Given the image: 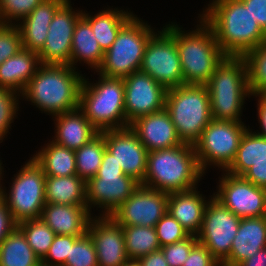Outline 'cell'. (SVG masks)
<instances>
[{"instance_id": "6da1fadb", "label": "cell", "mask_w": 266, "mask_h": 266, "mask_svg": "<svg viewBox=\"0 0 266 266\" xmlns=\"http://www.w3.org/2000/svg\"><path fill=\"white\" fill-rule=\"evenodd\" d=\"M200 13L226 56L243 57L266 41V32L241 0H212Z\"/></svg>"}, {"instance_id": "7a4b0ae2", "label": "cell", "mask_w": 266, "mask_h": 266, "mask_svg": "<svg viewBox=\"0 0 266 266\" xmlns=\"http://www.w3.org/2000/svg\"><path fill=\"white\" fill-rule=\"evenodd\" d=\"M84 75L70 65L41 64L21 94L41 113L54 116L79 107Z\"/></svg>"}, {"instance_id": "3957f363", "label": "cell", "mask_w": 266, "mask_h": 266, "mask_svg": "<svg viewBox=\"0 0 266 266\" xmlns=\"http://www.w3.org/2000/svg\"><path fill=\"white\" fill-rule=\"evenodd\" d=\"M203 176L193 145L184 143L148 152L141 185L168 194L184 192L199 187Z\"/></svg>"}, {"instance_id": "277c9868", "label": "cell", "mask_w": 266, "mask_h": 266, "mask_svg": "<svg viewBox=\"0 0 266 266\" xmlns=\"http://www.w3.org/2000/svg\"><path fill=\"white\" fill-rule=\"evenodd\" d=\"M198 18L193 30H185L173 21L168 24L175 31L185 85H206L226 57L213 30L199 15Z\"/></svg>"}, {"instance_id": "5b68a950", "label": "cell", "mask_w": 266, "mask_h": 266, "mask_svg": "<svg viewBox=\"0 0 266 266\" xmlns=\"http://www.w3.org/2000/svg\"><path fill=\"white\" fill-rule=\"evenodd\" d=\"M212 119L242 121L248 89L247 66L243 57L226 56L206 84Z\"/></svg>"}, {"instance_id": "8992f818", "label": "cell", "mask_w": 266, "mask_h": 266, "mask_svg": "<svg viewBox=\"0 0 266 266\" xmlns=\"http://www.w3.org/2000/svg\"><path fill=\"white\" fill-rule=\"evenodd\" d=\"M97 75L96 83L84 75L78 108L99 132L130 127L125 115L123 78Z\"/></svg>"}, {"instance_id": "52a82bcc", "label": "cell", "mask_w": 266, "mask_h": 266, "mask_svg": "<svg viewBox=\"0 0 266 266\" xmlns=\"http://www.w3.org/2000/svg\"><path fill=\"white\" fill-rule=\"evenodd\" d=\"M165 109L183 143L194 145L212 121L206 85H181L167 91Z\"/></svg>"}, {"instance_id": "ba28073f", "label": "cell", "mask_w": 266, "mask_h": 266, "mask_svg": "<svg viewBox=\"0 0 266 266\" xmlns=\"http://www.w3.org/2000/svg\"><path fill=\"white\" fill-rule=\"evenodd\" d=\"M154 29L147 21L134 15L120 29L116 40L104 53L103 62L96 73L124 79L133 72L140 71L146 45L157 31Z\"/></svg>"}, {"instance_id": "9c48e42d", "label": "cell", "mask_w": 266, "mask_h": 266, "mask_svg": "<svg viewBox=\"0 0 266 266\" xmlns=\"http://www.w3.org/2000/svg\"><path fill=\"white\" fill-rule=\"evenodd\" d=\"M135 178L124 174L114 156L105 150L95 177L86 182V201L89 211L95 207L98 216H110L140 186Z\"/></svg>"}, {"instance_id": "30bf717a", "label": "cell", "mask_w": 266, "mask_h": 266, "mask_svg": "<svg viewBox=\"0 0 266 266\" xmlns=\"http://www.w3.org/2000/svg\"><path fill=\"white\" fill-rule=\"evenodd\" d=\"M13 175L11 186L0 185V196L18 224L40 218L45 201V178L42 167L30 157Z\"/></svg>"}, {"instance_id": "8fae6325", "label": "cell", "mask_w": 266, "mask_h": 266, "mask_svg": "<svg viewBox=\"0 0 266 266\" xmlns=\"http://www.w3.org/2000/svg\"><path fill=\"white\" fill-rule=\"evenodd\" d=\"M248 127L244 121L212 119L193 145L199 166L205 175L210 167L220 171H226L230 167Z\"/></svg>"}, {"instance_id": "7c38bea8", "label": "cell", "mask_w": 266, "mask_h": 266, "mask_svg": "<svg viewBox=\"0 0 266 266\" xmlns=\"http://www.w3.org/2000/svg\"><path fill=\"white\" fill-rule=\"evenodd\" d=\"M167 90L184 85L175 31L165 24L149 39L140 68Z\"/></svg>"}, {"instance_id": "4fadbf2b", "label": "cell", "mask_w": 266, "mask_h": 266, "mask_svg": "<svg viewBox=\"0 0 266 266\" xmlns=\"http://www.w3.org/2000/svg\"><path fill=\"white\" fill-rule=\"evenodd\" d=\"M240 221V217L214 196L210 198L204 210L202 226L197 238L198 242L204 245L220 264L230 254Z\"/></svg>"}, {"instance_id": "5bb4252c", "label": "cell", "mask_w": 266, "mask_h": 266, "mask_svg": "<svg viewBox=\"0 0 266 266\" xmlns=\"http://www.w3.org/2000/svg\"><path fill=\"white\" fill-rule=\"evenodd\" d=\"M218 179L213 196L235 215L240 218L266 216L265 188L226 171H222Z\"/></svg>"}, {"instance_id": "9a60e30c", "label": "cell", "mask_w": 266, "mask_h": 266, "mask_svg": "<svg viewBox=\"0 0 266 266\" xmlns=\"http://www.w3.org/2000/svg\"><path fill=\"white\" fill-rule=\"evenodd\" d=\"M168 211V193L140 186L110 216L121 226L155 227Z\"/></svg>"}, {"instance_id": "2e32d148", "label": "cell", "mask_w": 266, "mask_h": 266, "mask_svg": "<svg viewBox=\"0 0 266 266\" xmlns=\"http://www.w3.org/2000/svg\"><path fill=\"white\" fill-rule=\"evenodd\" d=\"M67 0L55 13L43 48L38 52L41 64L69 65L72 37L82 10H75Z\"/></svg>"}, {"instance_id": "e0dca14e", "label": "cell", "mask_w": 266, "mask_h": 266, "mask_svg": "<svg viewBox=\"0 0 266 266\" xmlns=\"http://www.w3.org/2000/svg\"><path fill=\"white\" fill-rule=\"evenodd\" d=\"M126 121L130 125L137 118L165 108L167 89L150 75L136 71L123 79Z\"/></svg>"}, {"instance_id": "ac0fdd59", "label": "cell", "mask_w": 266, "mask_h": 266, "mask_svg": "<svg viewBox=\"0 0 266 266\" xmlns=\"http://www.w3.org/2000/svg\"><path fill=\"white\" fill-rule=\"evenodd\" d=\"M106 150L110 152L124 174L143 182L147 169L148 150L130 128L104 131Z\"/></svg>"}, {"instance_id": "d6986e66", "label": "cell", "mask_w": 266, "mask_h": 266, "mask_svg": "<svg viewBox=\"0 0 266 266\" xmlns=\"http://www.w3.org/2000/svg\"><path fill=\"white\" fill-rule=\"evenodd\" d=\"M87 233L93 240L98 266H122L129 262L125 249L124 230L111 216L90 219Z\"/></svg>"}, {"instance_id": "ffe728a7", "label": "cell", "mask_w": 266, "mask_h": 266, "mask_svg": "<svg viewBox=\"0 0 266 266\" xmlns=\"http://www.w3.org/2000/svg\"><path fill=\"white\" fill-rule=\"evenodd\" d=\"M130 128L137 134L148 152L184 144L165 108L137 118L130 124Z\"/></svg>"}, {"instance_id": "44dd1931", "label": "cell", "mask_w": 266, "mask_h": 266, "mask_svg": "<svg viewBox=\"0 0 266 266\" xmlns=\"http://www.w3.org/2000/svg\"><path fill=\"white\" fill-rule=\"evenodd\" d=\"M266 247V216L241 218L229 256L221 266H237Z\"/></svg>"}, {"instance_id": "7402d4cb", "label": "cell", "mask_w": 266, "mask_h": 266, "mask_svg": "<svg viewBox=\"0 0 266 266\" xmlns=\"http://www.w3.org/2000/svg\"><path fill=\"white\" fill-rule=\"evenodd\" d=\"M93 216L88 206L46 203L40 218L56 235L83 236Z\"/></svg>"}, {"instance_id": "603a6c76", "label": "cell", "mask_w": 266, "mask_h": 266, "mask_svg": "<svg viewBox=\"0 0 266 266\" xmlns=\"http://www.w3.org/2000/svg\"><path fill=\"white\" fill-rule=\"evenodd\" d=\"M51 119L55 124L52 141L70 150L81 148L99 133L79 108L54 115Z\"/></svg>"}, {"instance_id": "cb8c5ba5", "label": "cell", "mask_w": 266, "mask_h": 266, "mask_svg": "<svg viewBox=\"0 0 266 266\" xmlns=\"http://www.w3.org/2000/svg\"><path fill=\"white\" fill-rule=\"evenodd\" d=\"M67 0H44L16 26L20 30L22 47L39 52L46 41L48 29L56 11Z\"/></svg>"}, {"instance_id": "d4e9b609", "label": "cell", "mask_w": 266, "mask_h": 266, "mask_svg": "<svg viewBox=\"0 0 266 266\" xmlns=\"http://www.w3.org/2000/svg\"><path fill=\"white\" fill-rule=\"evenodd\" d=\"M212 196L213 194L208 199L198 191V187L184 192L169 193L167 212L189 235L197 236L202 226L205 207Z\"/></svg>"}, {"instance_id": "484cf974", "label": "cell", "mask_w": 266, "mask_h": 266, "mask_svg": "<svg viewBox=\"0 0 266 266\" xmlns=\"http://www.w3.org/2000/svg\"><path fill=\"white\" fill-rule=\"evenodd\" d=\"M40 65L37 52L20 49L0 65V87L21 95Z\"/></svg>"}, {"instance_id": "4316f807", "label": "cell", "mask_w": 266, "mask_h": 266, "mask_svg": "<svg viewBox=\"0 0 266 266\" xmlns=\"http://www.w3.org/2000/svg\"><path fill=\"white\" fill-rule=\"evenodd\" d=\"M108 7V8H107ZM96 14L86 13L82 9V17L90 24L93 34L105 53L116 40L120 29L135 15L124 9L110 8L108 5Z\"/></svg>"}, {"instance_id": "83f0119b", "label": "cell", "mask_w": 266, "mask_h": 266, "mask_svg": "<svg viewBox=\"0 0 266 266\" xmlns=\"http://www.w3.org/2000/svg\"><path fill=\"white\" fill-rule=\"evenodd\" d=\"M104 58V52L99 46L90 24L81 17L75 26L72 37L70 66L77 69V64L85 63L88 69L97 71ZM79 62V63H78Z\"/></svg>"}, {"instance_id": "f1b7e54d", "label": "cell", "mask_w": 266, "mask_h": 266, "mask_svg": "<svg viewBox=\"0 0 266 266\" xmlns=\"http://www.w3.org/2000/svg\"><path fill=\"white\" fill-rule=\"evenodd\" d=\"M45 201L49 204L88 206L86 182L78 175L67 177L46 176Z\"/></svg>"}, {"instance_id": "f546056e", "label": "cell", "mask_w": 266, "mask_h": 266, "mask_svg": "<svg viewBox=\"0 0 266 266\" xmlns=\"http://www.w3.org/2000/svg\"><path fill=\"white\" fill-rule=\"evenodd\" d=\"M46 176L67 177L77 175L75 151L51 139L33 154Z\"/></svg>"}, {"instance_id": "4dcf8cb0", "label": "cell", "mask_w": 266, "mask_h": 266, "mask_svg": "<svg viewBox=\"0 0 266 266\" xmlns=\"http://www.w3.org/2000/svg\"><path fill=\"white\" fill-rule=\"evenodd\" d=\"M263 160H266V137L249 126L241 138L235 159L226 172L242 176L251 166Z\"/></svg>"}, {"instance_id": "1f68e13d", "label": "cell", "mask_w": 266, "mask_h": 266, "mask_svg": "<svg viewBox=\"0 0 266 266\" xmlns=\"http://www.w3.org/2000/svg\"><path fill=\"white\" fill-rule=\"evenodd\" d=\"M0 266H41V259L18 226L0 243Z\"/></svg>"}, {"instance_id": "d6a6232c", "label": "cell", "mask_w": 266, "mask_h": 266, "mask_svg": "<svg viewBox=\"0 0 266 266\" xmlns=\"http://www.w3.org/2000/svg\"><path fill=\"white\" fill-rule=\"evenodd\" d=\"M124 230L125 249L129 260L137 261L161 248L155 227L122 226Z\"/></svg>"}, {"instance_id": "836d02e7", "label": "cell", "mask_w": 266, "mask_h": 266, "mask_svg": "<svg viewBox=\"0 0 266 266\" xmlns=\"http://www.w3.org/2000/svg\"><path fill=\"white\" fill-rule=\"evenodd\" d=\"M105 150L104 131L75 150L76 172L85 182L97 175Z\"/></svg>"}, {"instance_id": "e575fe53", "label": "cell", "mask_w": 266, "mask_h": 266, "mask_svg": "<svg viewBox=\"0 0 266 266\" xmlns=\"http://www.w3.org/2000/svg\"><path fill=\"white\" fill-rule=\"evenodd\" d=\"M251 95L266 93V41L243 56Z\"/></svg>"}, {"instance_id": "d590c367", "label": "cell", "mask_w": 266, "mask_h": 266, "mask_svg": "<svg viewBox=\"0 0 266 266\" xmlns=\"http://www.w3.org/2000/svg\"><path fill=\"white\" fill-rule=\"evenodd\" d=\"M17 226L24 233L35 254L42 259L54 241V231L41 218L25 220Z\"/></svg>"}, {"instance_id": "8d00e7d4", "label": "cell", "mask_w": 266, "mask_h": 266, "mask_svg": "<svg viewBox=\"0 0 266 266\" xmlns=\"http://www.w3.org/2000/svg\"><path fill=\"white\" fill-rule=\"evenodd\" d=\"M21 95L13 90L0 87V142L7 138L12 123L18 118Z\"/></svg>"}, {"instance_id": "74e56055", "label": "cell", "mask_w": 266, "mask_h": 266, "mask_svg": "<svg viewBox=\"0 0 266 266\" xmlns=\"http://www.w3.org/2000/svg\"><path fill=\"white\" fill-rule=\"evenodd\" d=\"M44 0H0V24L17 25Z\"/></svg>"}, {"instance_id": "f35d334b", "label": "cell", "mask_w": 266, "mask_h": 266, "mask_svg": "<svg viewBox=\"0 0 266 266\" xmlns=\"http://www.w3.org/2000/svg\"><path fill=\"white\" fill-rule=\"evenodd\" d=\"M64 266H98L95 246L88 233L79 237L70 246L69 256Z\"/></svg>"}, {"instance_id": "ab89813d", "label": "cell", "mask_w": 266, "mask_h": 266, "mask_svg": "<svg viewBox=\"0 0 266 266\" xmlns=\"http://www.w3.org/2000/svg\"><path fill=\"white\" fill-rule=\"evenodd\" d=\"M155 230L161 247L184 240L189 233L168 212L156 223Z\"/></svg>"}, {"instance_id": "60d3db41", "label": "cell", "mask_w": 266, "mask_h": 266, "mask_svg": "<svg viewBox=\"0 0 266 266\" xmlns=\"http://www.w3.org/2000/svg\"><path fill=\"white\" fill-rule=\"evenodd\" d=\"M81 236L56 235L47 254L41 259V266H64L70 246Z\"/></svg>"}, {"instance_id": "b9f144b4", "label": "cell", "mask_w": 266, "mask_h": 266, "mask_svg": "<svg viewBox=\"0 0 266 266\" xmlns=\"http://www.w3.org/2000/svg\"><path fill=\"white\" fill-rule=\"evenodd\" d=\"M20 30L16 25L0 24V65L22 49Z\"/></svg>"}, {"instance_id": "7bdbcfd3", "label": "cell", "mask_w": 266, "mask_h": 266, "mask_svg": "<svg viewBox=\"0 0 266 266\" xmlns=\"http://www.w3.org/2000/svg\"><path fill=\"white\" fill-rule=\"evenodd\" d=\"M198 243L195 235H189L182 241L161 247L168 266H183L191 249Z\"/></svg>"}, {"instance_id": "ee69618b", "label": "cell", "mask_w": 266, "mask_h": 266, "mask_svg": "<svg viewBox=\"0 0 266 266\" xmlns=\"http://www.w3.org/2000/svg\"><path fill=\"white\" fill-rule=\"evenodd\" d=\"M183 266H221L211 255V252L201 243H197L190 251V254Z\"/></svg>"}, {"instance_id": "f6af8a7d", "label": "cell", "mask_w": 266, "mask_h": 266, "mask_svg": "<svg viewBox=\"0 0 266 266\" xmlns=\"http://www.w3.org/2000/svg\"><path fill=\"white\" fill-rule=\"evenodd\" d=\"M242 177L254 185L266 189V160L255 163Z\"/></svg>"}, {"instance_id": "bcb514c9", "label": "cell", "mask_w": 266, "mask_h": 266, "mask_svg": "<svg viewBox=\"0 0 266 266\" xmlns=\"http://www.w3.org/2000/svg\"><path fill=\"white\" fill-rule=\"evenodd\" d=\"M16 226L17 223L14 221L5 201L0 196V243L12 232Z\"/></svg>"}, {"instance_id": "7dc6e473", "label": "cell", "mask_w": 266, "mask_h": 266, "mask_svg": "<svg viewBox=\"0 0 266 266\" xmlns=\"http://www.w3.org/2000/svg\"><path fill=\"white\" fill-rule=\"evenodd\" d=\"M266 32V0H241Z\"/></svg>"}, {"instance_id": "c3c4849f", "label": "cell", "mask_w": 266, "mask_h": 266, "mask_svg": "<svg viewBox=\"0 0 266 266\" xmlns=\"http://www.w3.org/2000/svg\"><path fill=\"white\" fill-rule=\"evenodd\" d=\"M256 98L257 103V117L260 130H254L256 133L266 137V95L265 94H256L251 95Z\"/></svg>"}, {"instance_id": "681fc988", "label": "cell", "mask_w": 266, "mask_h": 266, "mask_svg": "<svg viewBox=\"0 0 266 266\" xmlns=\"http://www.w3.org/2000/svg\"><path fill=\"white\" fill-rule=\"evenodd\" d=\"M137 263L140 266H168L161 249L139 258Z\"/></svg>"}, {"instance_id": "f907efd6", "label": "cell", "mask_w": 266, "mask_h": 266, "mask_svg": "<svg viewBox=\"0 0 266 266\" xmlns=\"http://www.w3.org/2000/svg\"><path fill=\"white\" fill-rule=\"evenodd\" d=\"M237 266H266V247L260 249L252 257L240 262Z\"/></svg>"}, {"instance_id": "816d5d0a", "label": "cell", "mask_w": 266, "mask_h": 266, "mask_svg": "<svg viewBox=\"0 0 266 266\" xmlns=\"http://www.w3.org/2000/svg\"><path fill=\"white\" fill-rule=\"evenodd\" d=\"M0 143H2V142H0ZM2 158H0V185H1V183H2V181H3V178H4V166H2V165H4L3 164V162H2V160H1Z\"/></svg>"}, {"instance_id": "f5cc1de1", "label": "cell", "mask_w": 266, "mask_h": 266, "mask_svg": "<svg viewBox=\"0 0 266 266\" xmlns=\"http://www.w3.org/2000/svg\"><path fill=\"white\" fill-rule=\"evenodd\" d=\"M122 266H140L137 261H129L126 264L122 265Z\"/></svg>"}]
</instances>
